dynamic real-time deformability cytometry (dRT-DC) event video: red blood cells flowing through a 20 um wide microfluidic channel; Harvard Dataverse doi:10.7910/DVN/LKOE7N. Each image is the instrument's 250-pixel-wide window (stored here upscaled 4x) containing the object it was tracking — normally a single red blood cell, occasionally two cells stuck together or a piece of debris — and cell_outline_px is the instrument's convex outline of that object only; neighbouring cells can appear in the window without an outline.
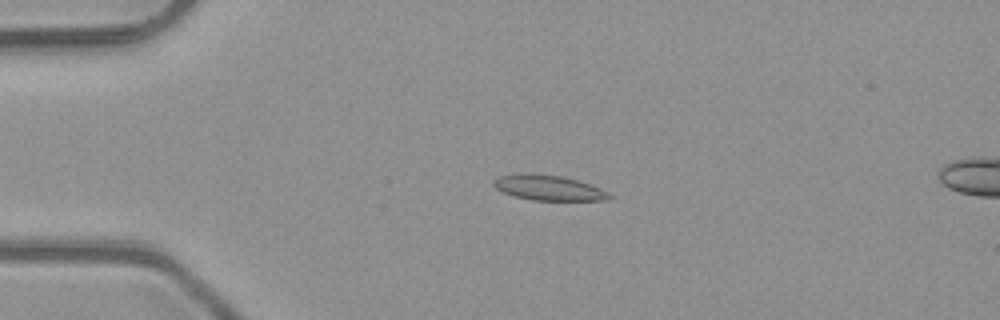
{"species": "common noctule bat (a hibernating species)", "species_latin": "Nyctalus noctula", "temperature_condition": "room temperature", "stored_images_in_passage": 5, "camera_frame_rate_fps": 3000, "um_per_image_px": 0.085, "animal": {"sex": "male", "body_mass_g": 23.1, "forearm_length_mm": 52.7}, "frame": {"image": 1, "passage_image": 3, "time_ms": 0.667, "image_size_px": [1000, 320], "cell_outline_px": [[612, 196], [608, 200], [532, 200], [516, 196], [504, 192], [496, 188], [492, 184], [492, 180], [500, 176], [560, 176], [576, 180], [600, 188]], "centroid_in_image_um": [46.67, 16.01], "position_along_channel_um": 38.3, "area_um2": 15.9}}
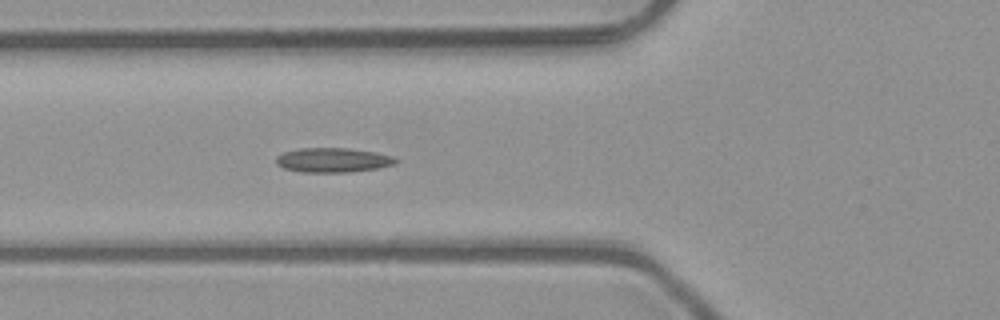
{"frame": {"image": 2, "passage_image": 5, "time_ms": 1.333, "image_size_px": [1000, 320], "cell_outline_px": [[400, 160], [396, 164], [380, 168], [348, 172], [300, 172], [284, 168], [276, 164], [276, 156], [284, 152], [300, 148], [348, 148], [376, 152], [392, 156]], "centroid_in_image_um": [28.33, 13.61], "position_along_channel_um": 97.5, "area_um2": 17.22}}